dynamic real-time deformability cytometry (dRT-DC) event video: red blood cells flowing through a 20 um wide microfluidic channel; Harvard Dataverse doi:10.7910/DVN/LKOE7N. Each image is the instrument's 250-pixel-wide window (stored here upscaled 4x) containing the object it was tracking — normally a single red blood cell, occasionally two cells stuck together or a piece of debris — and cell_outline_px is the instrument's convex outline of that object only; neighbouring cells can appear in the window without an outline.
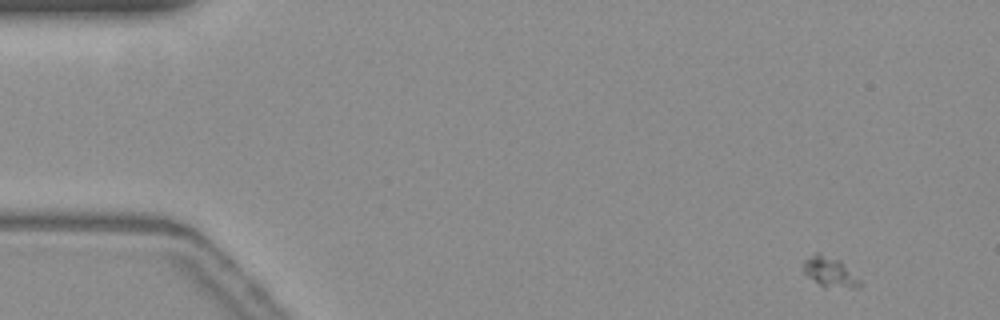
{"species": "common noctule bat (a hibernating species)", "species_latin": "Nyctalus noctula", "temperature_condition": "warm", "stored_images_in_passage": 12, "camera_frame_rate_fps": 3000, "um_per_image_px": 0.085, "animal": {"sex": "female", "body_mass_g": 19.3, "forearm_length_mm": 54.1}, "frame": {"image": 1, "passage_image": 1, "time_ms": 0.0, "image_size_px": [1000, 320], "cell_outline_px": [[860, 288], [824, 288], [808, 276], [804, 272], [804, 260], [808, 256], [816, 252], [820, 252], [840, 260], [860, 280]], "centroid_in_image_um": [70.53, 23.12], "position_along_channel_um": 14.5, "area_um2": 10.0}}